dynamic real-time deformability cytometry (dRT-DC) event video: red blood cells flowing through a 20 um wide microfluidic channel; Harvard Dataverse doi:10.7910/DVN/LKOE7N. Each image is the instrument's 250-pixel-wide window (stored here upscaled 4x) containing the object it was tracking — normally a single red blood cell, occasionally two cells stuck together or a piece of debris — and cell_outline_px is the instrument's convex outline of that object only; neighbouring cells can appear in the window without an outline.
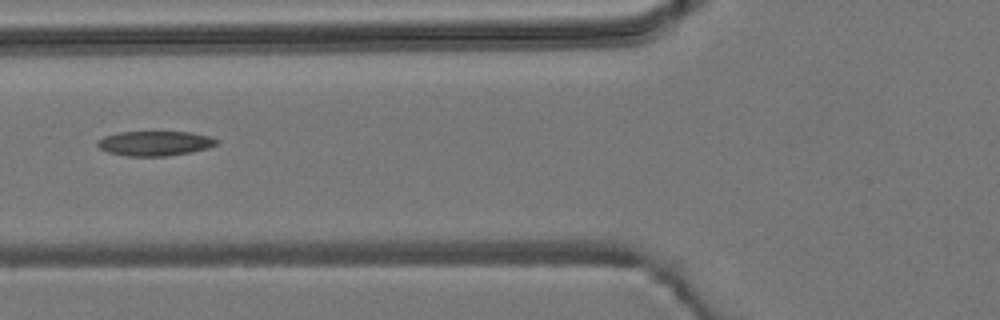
{"species": "common noctule bat (a hibernating species)", "species_latin": "Nyctalus noctula", "temperature_condition": "room temperature", "stored_images_in_passage": 4, "camera_frame_rate_fps": 3000, "um_per_image_px": 0.085, "animal": {"sex": "male", "body_mass_g": 19.2, "forearm_length_mm": 51.8}, "frame": {"image": 1, "passage_image": 4, "time_ms": 3.333, "image_size_px": [1000, 320], "cell_outline_px": [[220, 140], [216, 144], [208, 148], [192, 152], [168, 156], [128, 156], [108, 152], [100, 148], [96, 144], [96, 140], [104, 136], [120, 132], [192, 132], [208, 136]], "centroid_in_image_um": [13.16, 12.18], "position_along_channel_um": 112.6, "area_um2": 17.22}}